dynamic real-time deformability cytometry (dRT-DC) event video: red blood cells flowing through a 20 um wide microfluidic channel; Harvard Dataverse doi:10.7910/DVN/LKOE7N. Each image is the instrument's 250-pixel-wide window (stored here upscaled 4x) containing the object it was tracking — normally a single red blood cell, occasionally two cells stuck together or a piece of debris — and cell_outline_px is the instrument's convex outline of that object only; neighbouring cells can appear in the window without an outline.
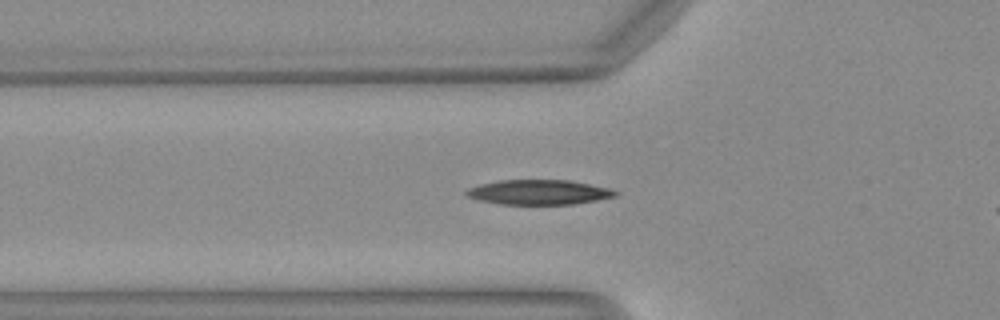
{"species": "Egyptian fruit bat (a non-hibernating species)", "species_latin": "Rousettus aegyptiacus", "temperature_condition": "warm", "stored_images_in_passage": 29, "camera_frame_rate_fps": 3000, "um_per_image_px": 0.085, "animal": {"sex": "female"}, "frame": {"image": 1, "passage_image": 3, "time_ms": 0.667, "image_size_px": [1000, 320], "cell_outline_px": [[620, 192], [616, 196], [596, 200], [572, 204], [500, 204], [480, 200], [464, 196], [464, 192], [468, 188], [480, 184], [500, 180], [568, 180], [608, 188]], "centroid_in_image_um": [45.76, 16.34], "position_along_channel_um": 80.0, "area_um2": 21.44}}
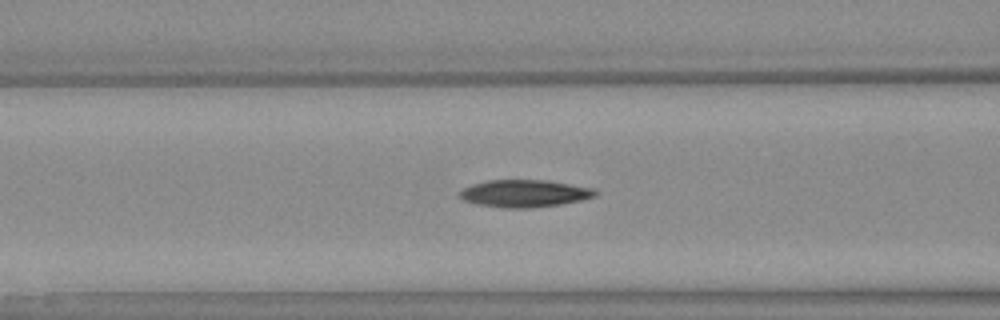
{"frame": {"image": 2, "passage_image": 6, "time_ms": 1.667, "image_size_px": [1000, 320], "cell_outline_px": [[596, 196], [580, 200], [560, 204], [528, 208], [508, 208], [476, 204], [464, 200], [460, 196], [460, 192], [464, 188], [472, 184], [488, 180], [544, 180], [592, 188], [596, 192]], "centroid_in_image_um": [44.55, 16.44], "position_along_channel_um": 122.1, "area_um2": 21.21}}
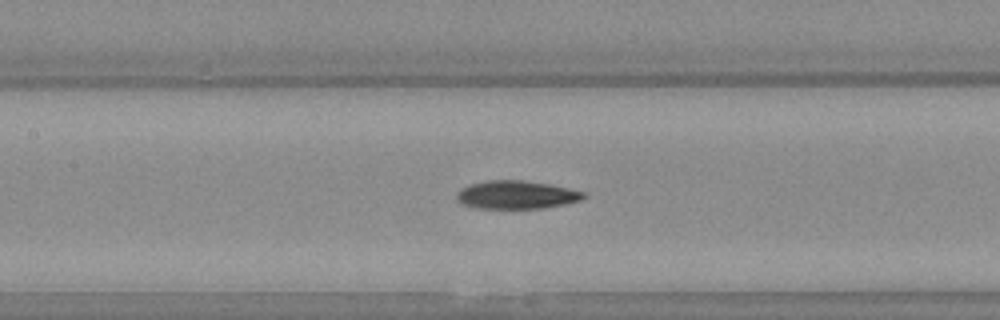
{"frame": {"image": 3, "passage_image": 9, "time_ms": 2.667, "image_size_px": [1000, 320], "cell_outline_px": [[588, 196], [580, 200], [564, 204], [544, 208], [476, 208], [464, 204], [456, 200], [456, 192], [460, 188], [472, 184], [488, 180], [520, 180], [548, 184], [584, 192]], "centroid_in_image_um": [43.87, 16.56], "position_along_channel_um": 163.5, "area_um2": 20.69}, "authors_computed_cell_mechanics": {"area_um2": 21.097, "velocity_mm_per_s": 4.1314, "shape_relaxation_time_tau1_ms": 4.0588, "shape_relaxation_time_tau2_ms": 6.2429, "deformation_change_tau1": 0.1858, "deformation_change_tau2": 0.1609}}